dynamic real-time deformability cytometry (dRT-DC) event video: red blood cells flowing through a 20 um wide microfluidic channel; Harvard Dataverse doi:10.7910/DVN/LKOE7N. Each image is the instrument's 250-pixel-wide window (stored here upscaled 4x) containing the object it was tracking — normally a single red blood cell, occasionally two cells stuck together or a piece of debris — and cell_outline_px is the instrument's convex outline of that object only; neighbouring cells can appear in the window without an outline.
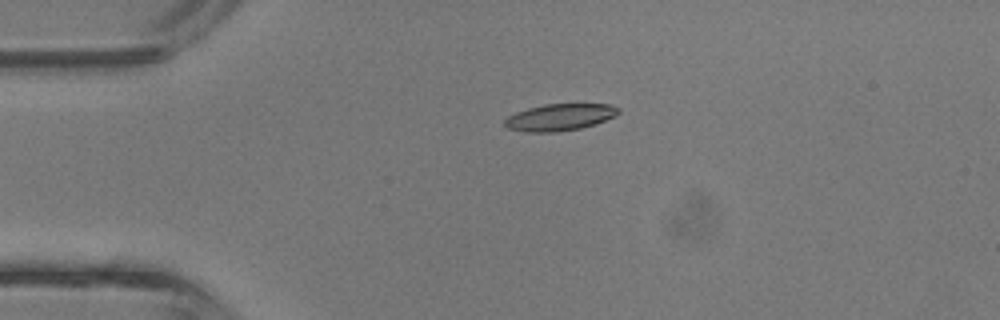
{"species": "common noctule bat (a hibernating species)", "species_latin": "Nyctalus noctula", "temperature_condition": "room temperature", "stored_images_in_passage": 4, "camera_frame_rate_fps": 3000, "um_per_image_px": 0.085, "animal": {"sex": "male", "body_mass_g": 13.3}, "frame": {"image": 1, "passage_image": 3, "time_ms": 0.667, "image_size_px": [1000, 320], "cell_outline_px": [[620, 112], [616, 116], [596, 124], [580, 128], [556, 132], [524, 132], [508, 128], [504, 124], [504, 120], [508, 116], [516, 112], [528, 108], [544, 104], [608, 104], [620, 108]], "centroid_in_image_um": [47.59, 9.96], "position_along_channel_um": 37.4, "area_um2": 17.86}}